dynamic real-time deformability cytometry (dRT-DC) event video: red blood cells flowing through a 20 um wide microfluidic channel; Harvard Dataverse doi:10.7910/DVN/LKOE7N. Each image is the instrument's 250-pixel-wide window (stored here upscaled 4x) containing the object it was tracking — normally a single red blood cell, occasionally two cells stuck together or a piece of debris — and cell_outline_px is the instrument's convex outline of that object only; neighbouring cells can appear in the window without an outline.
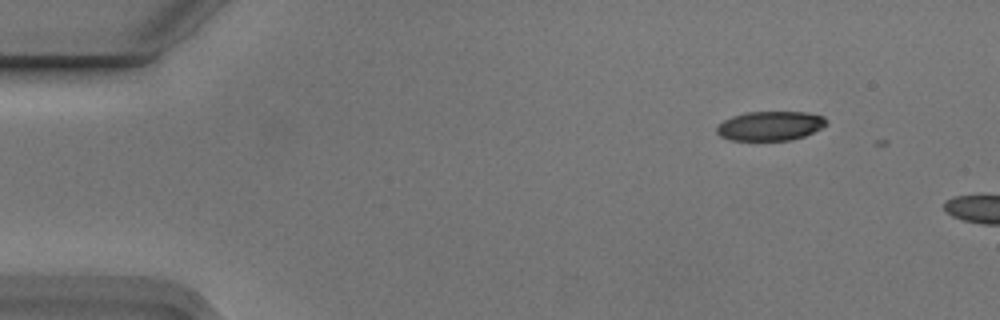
{"species": "Egyptian fruit bat (a non-hibernating species)", "species_latin": "Rousettus aegyptiacus", "temperature_condition": "cold", "stored_images_in_passage": 3, "camera_frame_rate_fps": 3000, "um_per_image_px": 0.085, "animal": {"sex": "male"}, "frame": {"image": 1, "passage_image": 2, "time_ms": 0.333, "image_size_px": [1000, 320], "cell_outline_px": [[828, 124], [804, 136], [792, 140], [732, 140], [720, 136], [716, 132], [716, 128], [724, 120], [732, 116], [748, 112], [808, 112], [824, 116], [828, 120]], "centroid_in_image_um": [65.49, 10.69], "position_along_channel_um": 19.5, "area_um2": 18.73}}